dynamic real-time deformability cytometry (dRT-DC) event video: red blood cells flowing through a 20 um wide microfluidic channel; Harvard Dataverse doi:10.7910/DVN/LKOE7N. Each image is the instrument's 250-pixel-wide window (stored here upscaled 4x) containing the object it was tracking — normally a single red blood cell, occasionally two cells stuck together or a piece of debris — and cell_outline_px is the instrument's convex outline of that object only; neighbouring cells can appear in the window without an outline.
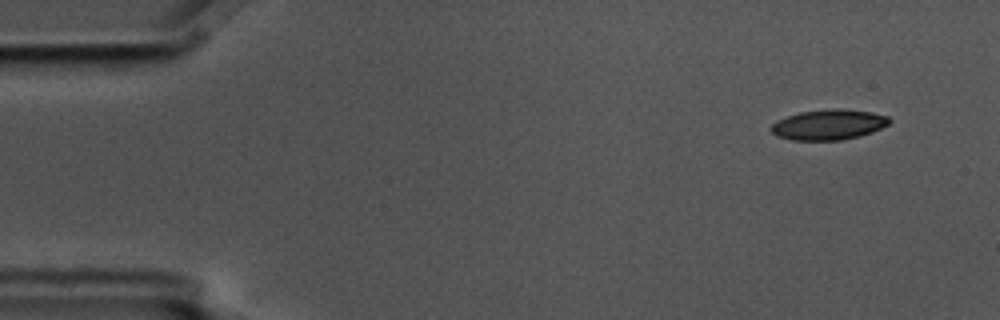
{"species": "common noctule bat (a hibernating species)", "species_latin": "Nyctalus noctula", "temperature_condition": "cold", "stored_images_in_passage": 4, "camera_frame_rate_fps": 3000, "um_per_image_px": 0.085, "animal": {"sex": "male", "body_mass_g": 17.5, "forearm_length_mm": 52.3}, "frame": {"image": 1, "passage_image": 1, "time_ms": 0.0, "image_size_px": [1000, 320], "cell_outline_px": [[892, 120], [888, 124], [872, 132], [860, 136], [840, 140], [792, 140], [776, 136], [768, 128], [776, 120], [800, 112], [832, 108], [836, 108], [872, 112], [888, 116]], "centroid_in_image_um": [70.41, 10.59], "position_along_channel_um": 14.6, "area_um2": 20.98}}